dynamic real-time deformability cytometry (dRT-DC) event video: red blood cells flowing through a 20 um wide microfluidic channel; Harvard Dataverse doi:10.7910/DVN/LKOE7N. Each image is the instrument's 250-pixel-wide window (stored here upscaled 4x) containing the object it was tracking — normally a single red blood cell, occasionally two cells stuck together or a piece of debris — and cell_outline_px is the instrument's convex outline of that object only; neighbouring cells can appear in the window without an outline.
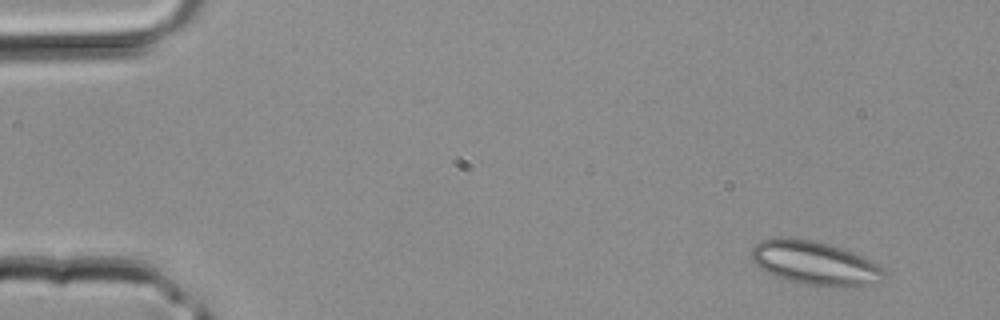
{"species": "common noctule bat (a hibernating species)", "species_latin": "Nyctalus noctula", "temperature_condition": "room temperature", "stored_images_in_passage": 3, "camera_frame_rate_fps": 3000, "um_per_image_px": 0.085, "animal": {"sex": "male", "body_mass_g": 20.4}, "frame": {"image": 1, "passage_image": 1, "time_ms": 0.0, "image_size_px": [1000, 320], "cell_outline_px": [[884, 276], [876, 284], [848, 288], [832, 288], [804, 284], [788, 280], [776, 276], [760, 268], [752, 260], [752, 248], [760, 240], [780, 236], [812, 240], [828, 244], [864, 256], [872, 260], [884, 268]], "centroid_in_image_um": [69.3, 22.38], "position_along_channel_um": 15.7, "area_um2": 34.28}}